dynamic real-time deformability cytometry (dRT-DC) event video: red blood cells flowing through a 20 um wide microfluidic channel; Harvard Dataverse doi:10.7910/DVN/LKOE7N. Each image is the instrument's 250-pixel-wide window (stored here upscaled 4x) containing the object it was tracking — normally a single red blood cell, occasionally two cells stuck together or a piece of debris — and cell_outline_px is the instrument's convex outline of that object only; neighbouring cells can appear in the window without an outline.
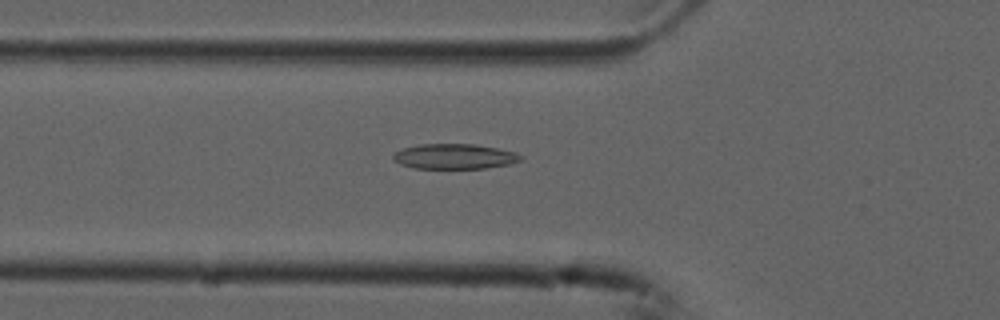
{"species": "common noctule bat (a hibernating species)", "species_latin": "Nyctalus noctula", "temperature_condition": "cold", "stored_images_in_passage": 49, "camera_frame_rate_fps": 3000, "um_per_image_px": 0.085, "animal": {"sex": "male", "forearm_length_mm": 52.5}, "frame": {"image": 1, "passage_image": 19, "time_ms": 6.0, "image_size_px": [1000, 320], "cell_outline_px": [[524, 160], [508, 164], [484, 168], [416, 168], [400, 164], [392, 160], [392, 156], [396, 152], [404, 148], [420, 144], [476, 144], [516, 152], [524, 156]], "centroid_in_image_um": [38.66, 13.29], "position_along_channel_um": 87.1, "area_um2": 18.67}}
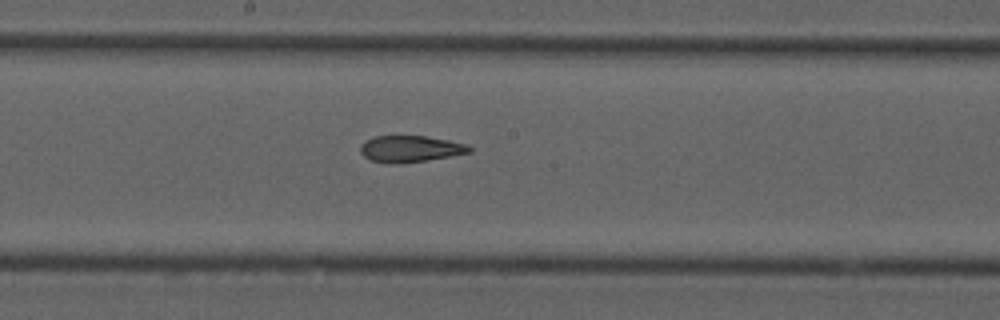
{"frame": {"image": 2, "passage_image": 29, "time_ms": 9.333, "image_size_px": [1000, 320], "cell_outline_px": [[472, 152], [428, 160], [392, 164], [388, 164], [368, 160], [360, 152], [360, 144], [372, 136], [428, 136], [448, 140], [464, 144], [472, 148]], "centroid_in_image_um": [34.82, 12.65], "position_along_channel_um": 213.4, "area_um2": 16.94}}
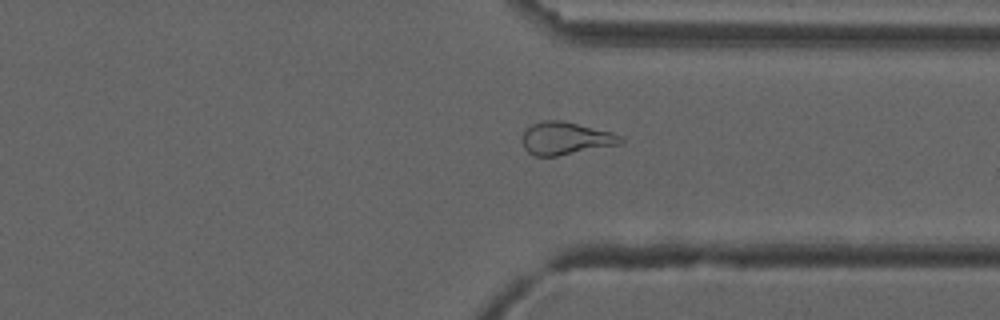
{"frame": {"image": 3, "passage_image": 41, "time_ms": 13.333, "image_size_px": [1000, 320], "cell_outline_px": [[624, 140], [620, 144], [556, 156], [536, 156], [528, 152], [524, 148], [524, 132], [532, 124], [544, 120], [564, 120], [612, 132], [620, 136]], "centroid_in_image_um": [48.09, 11.75], "position_along_channel_um": 363.3, "area_um2": 18.5}, "authors_computed_cell_mechanics": {"area_um2": 18.9006, "velocity_mm_per_s": 3.756, "shape_relaxation_time_tau1_ms": null, "shape_relaxation_time_tau2_ms": 3.4596, "deformation_change_tau1": null, "deformation_change_tau2": 0.1272}}